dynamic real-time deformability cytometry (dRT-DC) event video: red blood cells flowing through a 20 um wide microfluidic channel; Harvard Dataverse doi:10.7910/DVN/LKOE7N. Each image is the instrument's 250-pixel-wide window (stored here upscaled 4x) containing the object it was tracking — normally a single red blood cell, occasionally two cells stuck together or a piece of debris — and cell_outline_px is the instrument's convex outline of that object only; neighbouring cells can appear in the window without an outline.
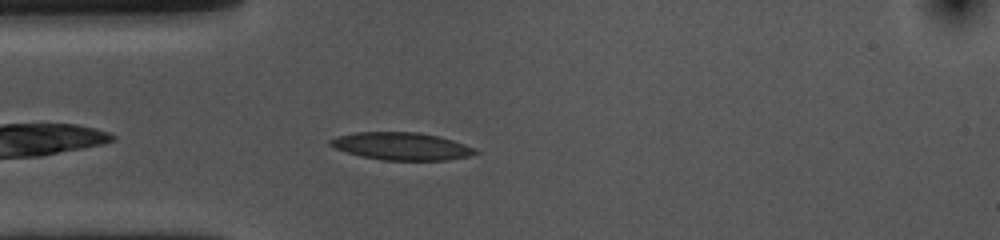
{"species": "common noctule bat (a hibernating species)", "species_latin": "Nyctalus noctula", "temperature_condition": "cold", "stored_images_in_passage": 39, "camera_frame_rate_fps": 3000, "um_per_image_px": 0.085, "animal": {"sex": "female", "body_mass_g": 10.0, "forearm_length_mm": 53.1}, "frame": {"image": 1, "passage_image": 3, "time_ms": 0.667, "image_size_px": [1000, 240], "cell_outline_px": [[480, 152], [468, 156], [448, 160], [384, 160], [360, 156], [336, 148], [328, 144], [328, 140], [336, 136], [356, 132], [416, 132], [436, 136], [452, 140], [476, 148]], "centroid_in_image_um": [34.12, 12.43], "position_along_channel_um": 50.9, "area_um2": 23.18}}
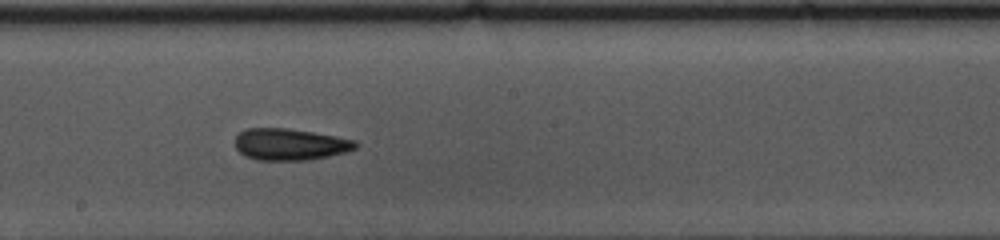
{"frame": {"image": 2, "passage_image": 18, "time_ms": 5.667, "image_size_px": [1000, 240], "cell_outline_px": [[360, 144], [356, 148], [348, 152], [308, 160], [256, 160], [244, 156], [236, 148], [236, 136], [240, 132], [248, 128], [288, 128], [336, 136], [356, 140]], "centroid_in_image_um": [24.68, 12.27], "position_along_channel_um": 223.5, "area_um2": 22.37}}
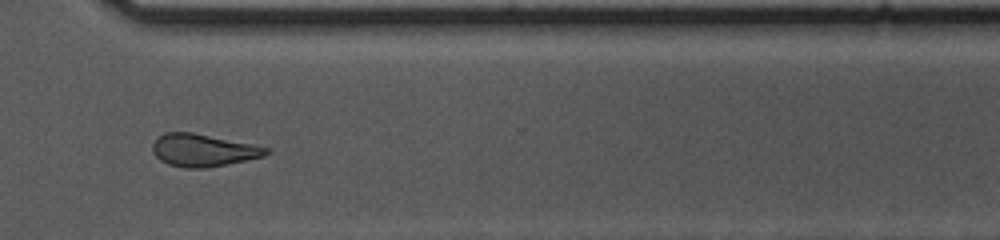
{"frame": {"image": 3, "passage_image": 29, "time_ms": 9.333, "image_size_px": [1000, 240], "cell_outline_px": [[272, 152], [264, 156], [228, 164], [204, 168], [188, 168], [168, 164], [160, 160], [156, 156], [152, 148], [152, 144], [164, 132], [192, 132], [252, 144], [268, 148]], "centroid_in_image_um": [17.28, 12.77], "position_along_channel_um": 353.3, "area_um2": 21.33}, "authors_computed_cell_mechanics": {"area_um2": 22.3108, "velocity_mm_per_s": 3.5461, "shape_relaxation_time_tau1_ms": 10.868, "shape_relaxation_time_tau2_ms": 5.8318, "deformation_change_tau1": 0.1813, "deformation_change_tau2": 0.1436}}